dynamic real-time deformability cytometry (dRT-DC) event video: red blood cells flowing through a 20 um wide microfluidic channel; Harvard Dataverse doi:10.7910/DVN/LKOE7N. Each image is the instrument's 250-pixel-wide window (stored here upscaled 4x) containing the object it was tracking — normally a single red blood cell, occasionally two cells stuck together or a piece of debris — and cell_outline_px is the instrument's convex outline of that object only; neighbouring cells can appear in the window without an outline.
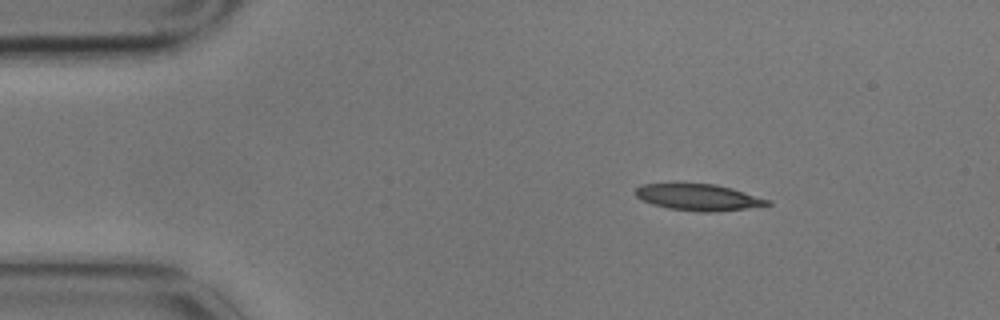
{"species": "common noctule bat (a hibernating species)", "species_latin": "Nyctalus noctula", "temperature_condition": "cold", "stored_images_in_passage": 3, "camera_frame_rate_fps": 3000, "um_per_image_px": 0.085, "animal": {"sex": "male", "body_mass_g": 17.9}, "frame": {"image": 1, "passage_image": 1, "time_ms": 0.0, "image_size_px": [1000, 320], "cell_outline_px": [[772, 204], [716, 212], [700, 212], [668, 208], [652, 204], [636, 196], [636, 188], [640, 184], [716, 184], [732, 188], [772, 200]], "centroid_in_image_um": [59.4, 16.77], "position_along_channel_um": 25.6, "area_um2": 20.17}}